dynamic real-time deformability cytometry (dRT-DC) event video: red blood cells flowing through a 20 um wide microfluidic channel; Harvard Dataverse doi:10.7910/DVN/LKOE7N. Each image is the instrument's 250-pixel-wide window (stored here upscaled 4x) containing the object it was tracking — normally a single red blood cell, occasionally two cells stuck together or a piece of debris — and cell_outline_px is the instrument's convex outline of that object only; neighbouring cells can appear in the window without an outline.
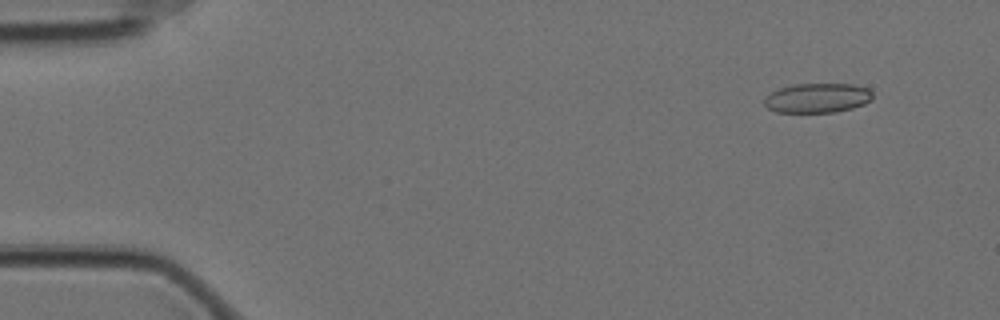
{"species": "Egyptian fruit bat (a non-hibernating species)", "species_latin": "Rousettus aegyptiacus", "temperature_condition": "cold", "stored_images_in_passage": 58, "camera_frame_rate_fps": 3000, "um_per_image_px": 0.085, "animal": {"sex": "female"}, "frame": {"image": 1, "passage_image": 5, "time_ms": 1.333, "image_size_px": [1000, 320], "cell_outline_px": [[872, 100], [864, 104], [852, 108], [836, 112], [776, 112], [768, 108], [764, 104], [764, 100], [772, 92], [780, 88], [796, 84], [852, 84], [868, 88], [872, 92]], "centroid_in_image_um": [69.51, 8.33], "position_along_channel_um": 15.5, "area_um2": 18.55}}
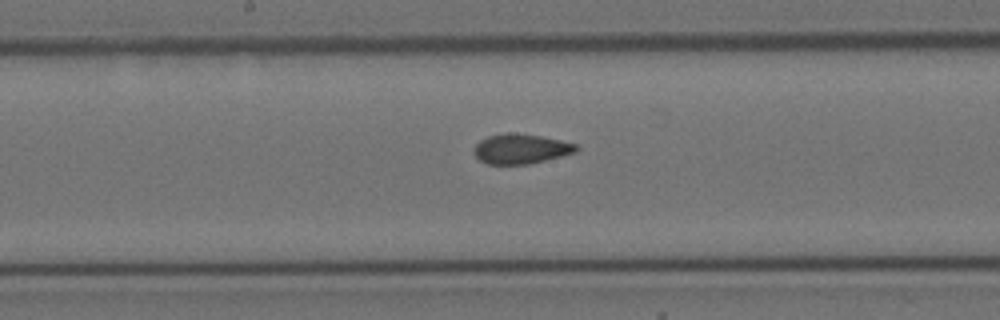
{"frame": {"image": 2, "passage_image": 30, "time_ms": 9.667, "image_size_px": [1000, 320], "cell_outline_px": [[580, 148], [576, 152], [528, 164], [488, 164], [480, 160], [472, 152], [472, 148], [480, 140], [488, 136], [504, 132], [512, 132], [540, 136], [560, 140], [576, 144]], "centroid_in_image_um": [44.23, 12.64], "position_along_channel_um": 204.0, "area_um2": 17.8}}
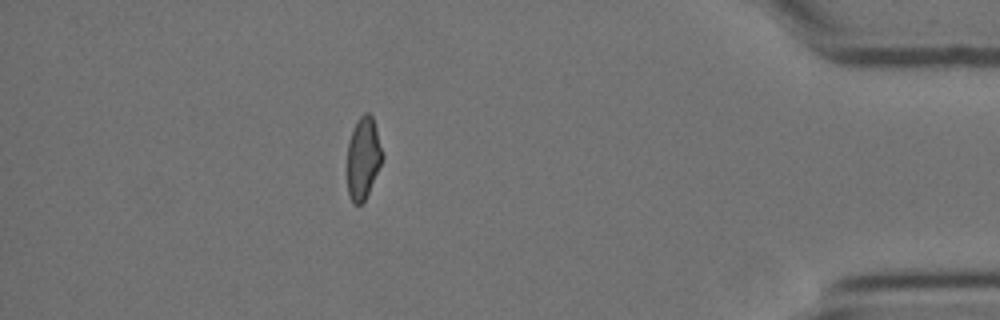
{"frame": {"image": 3, "passage_image": 51, "time_ms": 16.667, "image_size_px": [1000, 320], "cell_outline_px": [[384, 156], [364, 204], [352, 204], [348, 196], [348, 140], [360, 116], [364, 112], [368, 112], [372, 116], [376, 128]], "centroid_in_image_um": [30.88, 13.48], "position_along_channel_um": 404.3, "area_um2": 16.82}, "authors_computed_cell_mechanics": {"area_um2": 18.207, "velocity_mm_per_s": 3.5167, "shape_relaxation_time_tau1_ms": null, "shape_relaxation_time_tau2_ms": 2.0388, "deformation_change_tau1": null, "deformation_change_tau2": 0.0661}}